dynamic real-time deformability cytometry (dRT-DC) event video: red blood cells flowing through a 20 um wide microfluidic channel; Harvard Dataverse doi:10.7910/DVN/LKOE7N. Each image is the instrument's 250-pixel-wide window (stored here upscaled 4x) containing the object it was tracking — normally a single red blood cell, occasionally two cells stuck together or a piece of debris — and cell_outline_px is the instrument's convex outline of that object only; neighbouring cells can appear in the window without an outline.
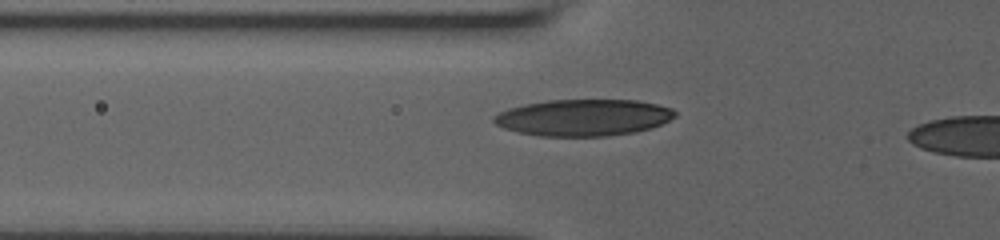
{"species": "human", "species_latin": "Homo sapiens", "temperature_condition": "room temperature", "stored_images_in_passage": 32, "camera_frame_rate_fps": 3000, "um_per_image_px": 0.085, "donor": {"sex": "male"}, "frame": {"image": 1, "passage_image": 3, "time_ms": 0.667, "image_size_px": [1000, 240], "cell_outline_px": [[676, 116], [652, 128], [636, 132], [608, 136], [540, 136], [520, 132], [504, 128], [496, 124], [492, 120], [492, 116], [508, 108], [524, 104], [548, 100], [636, 100], [656, 104], [672, 108], [676, 112]], "centroid_in_image_um": [49.59, 9.99], "position_along_channel_um": 76.2, "area_um2": 38.67}}
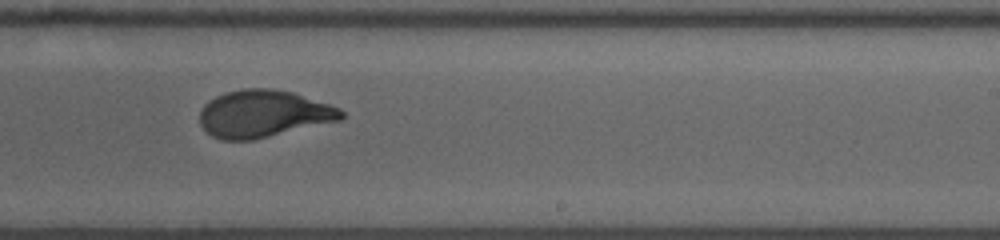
{"frame": {"image": 2, "passage_image": 18, "time_ms": 5.667, "image_size_px": [1000, 240], "cell_outline_px": [[344, 116], [340, 120], [252, 140], [220, 140], [212, 136], [200, 124], [200, 112], [204, 104], [208, 100], [216, 96], [228, 92], [244, 88], [272, 88], [292, 92], [340, 108], [344, 112]], "centroid_in_image_um": [22.37, 9.67], "position_along_channel_um": 266.6, "area_um2": 38.73}}
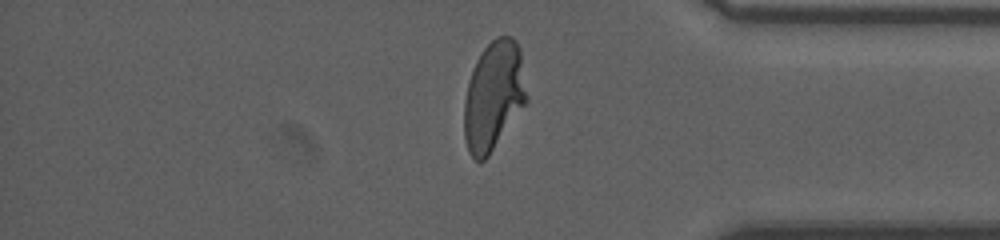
{"frame": {"image": 3, "passage_image": 29, "time_ms": 9.333, "image_size_px": [1000, 240], "cell_outline_px": [[528, 100], [488, 156], [480, 164], [468, 152], [464, 140], [464, 100], [472, 68], [480, 52], [496, 36], [512, 36], [516, 40], [520, 48], [528, 96]], "centroid_in_image_um": [41.95, 8.13], "position_along_channel_um": 393.2, "area_um2": 40.06}}